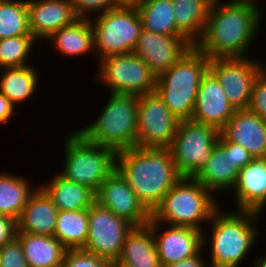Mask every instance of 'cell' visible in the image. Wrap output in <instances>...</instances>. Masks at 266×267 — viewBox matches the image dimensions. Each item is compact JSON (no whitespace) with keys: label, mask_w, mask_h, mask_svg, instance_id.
Wrapping results in <instances>:
<instances>
[{"label":"cell","mask_w":266,"mask_h":267,"mask_svg":"<svg viewBox=\"0 0 266 267\" xmlns=\"http://www.w3.org/2000/svg\"><path fill=\"white\" fill-rule=\"evenodd\" d=\"M261 6L240 0H213L204 33L194 46L209 59L251 57L250 48L263 27Z\"/></svg>","instance_id":"1"},{"label":"cell","mask_w":266,"mask_h":267,"mask_svg":"<svg viewBox=\"0 0 266 267\" xmlns=\"http://www.w3.org/2000/svg\"><path fill=\"white\" fill-rule=\"evenodd\" d=\"M262 215L251 210L225 211V207L220 206L206 225L209 233L208 230L203 231V250L208 251L210 266L242 265L261 239L259 234L262 226L258 220L262 219Z\"/></svg>","instance_id":"2"},{"label":"cell","mask_w":266,"mask_h":267,"mask_svg":"<svg viewBox=\"0 0 266 267\" xmlns=\"http://www.w3.org/2000/svg\"><path fill=\"white\" fill-rule=\"evenodd\" d=\"M116 170L150 213L182 178L169 148L121 150L116 155Z\"/></svg>","instance_id":"3"},{"label":"cell","mask_w":266,"mask_h":267,"mask_svg":"<svg viewBox=\"0 0 266 267\" xmlns=\"http://www.w3.org/2000/svg\"><path fill=\"white\" fill-rule=\"evenodd\" d=\"M201 183L182 177L151 213V219L170 226L206 229L214 212L222 205Z\"/></svg>","instance_id":"4"},{"label":"cell","mask_w":266,"mask_h":267,"mask_svg":"<svg viewBox=\"0 0 266 267\" xmlns=\"http://www.w3.org/2000/svg\"><path fill=\"white\" fill-rule=\"evenodd\" d=\"M210 59L193 46L177 63L157 76L155 92L180 121L191 119L197 90Z\"/></svg>","instance_id":"5"},{"label":"cell","mask_w":266,"mask_h":267,"mask_svg":"<svg viewBox=\"0 0 266 267\" xmlns=\"http://www.w3.org/2000/svg\"><path fill=\"white\" fill-rule=\"evenodd\" d=\"M97 118L75 129L87 141L116 152L136 147L138 96L108 93Z\"/></svg>","instance_id":"6"},{"label":"cell","mask_w":266,"mask_h":267,"mask_svg":"<svg viewBox=\"0 0 266 267\" xmlns=\"http://www.w3.org/2000/svg\"><path fill=\"white\" fill-rule=\"evenodd\" d=\"M62 142L64 159L58 174L96 193L102 182L116 170L117 152L87 141L76 130L67 131Z\"/></svg>","instance_id":"7"},{"label":"cell","mask_w":266,"mask_h":267,"mask_svg":"<svg viewBox=\"0 0 266 267\" xmlns=\"http://www.w3.org/2000/svg\"><path fill=\"white\" fill-rule=\"evenodd\" d=\"M97 62L119 54L132 53L143 29L135 4H122L90 19Z\"/></svg>","instance_id":"8"},{"label":"cell","mask_w":266,"mask_h":267,"mask_svg":"<svg viewBox=\"0 0 266 267\" xmlns=\"http://www.w3.org/2000/svg\"><path fill=\"white\" fill-rule=\"evenodd\" d=\"M96 63L99 65L95 82H100L111 94L140 96L155 90L156 75L133 52L111 55Z\"/></svg>","instance_id":"9"},{"label":"cell","mask_w":266,"mask_h":267,"mask_svg":"<svg viewBox=\"0 0 266 267\" xmlns=\"http://www.w3.org/2000/svg\"><path fill=\"white\" fill-rule=\"evenodd\" d=\"M216 128L193 121L180 120L169 147L177 171L182 177L194 178L206 165L219 139Z\"/></svg>","instance_id":"10"},{"label":"cell","mask_w":266,"mask_h":267,"mask_svg":"<svg viewBox=\"0 0 266 267\" xmlns=\"http://www.w3.org/2000/svg\"><path fill=\"white\" fill-rule=\"evenodd\" d=\"M252 56L212 58L209 61V70L217 77L226 99L236 110L248 108L254 81L266 68L265 60Z\"/></svg>","instance_id":"11"},{"label":"cell","mask_w":266,"mask_h":267,"mask_svg":"<svg viewBox=\"0 0 266 267\" xmlns=\"http://www.w3.org/2000/svg\"><path fill=\"white\" fill-rule=\"evenodd\" d=\"M178 123L155 91L138 96L136 147L169 148Z\"/></svg>","instance_id":"12"},{"label":"cell","mask_w":266,"mask_h":267,"mask_svg":"<svg viewBox=\"0 0 266 267\" xmlns=\"http://www.w3.org/2000/svg\"><path fill=\"white\" fill-rule=\"evenodd\" d=\"M88 237L83 250L112 264L121 254L124 239L134 227L96 201L88 209Z\"/></svg>","instance_id":"13"},{"label":"cell","mask_w":266,"mask_h":267,"mask_svg":"<svg viewBox=\"0 0 266 267\" xmlns=\"http://www.w3.org/2000/svg\"><path fill=\"white\" fill-rule=\"evenodd\" d=\"M95 201L134 227L147 225L151 219V213L117 170L102 182Z\"/></svg>","instance_id":"14"},{"label":"cell","mask_w":266,"mask_h":267,"mask_svg":"<svg viewBox=\"0 0 266 267\" xmlns=\"http://www.w3.org/2000/svg\"><path fill=\"white\" fill-rule=\"evenodd\" d=\"M148 225L152 228L162 267L193 257L203 250V231L170 226L152 219Z\"/></svg>","instance_id":"15"},{"label":"cell","mask_w":266,"mask_h":267,"mask_svg":"<svg viewBox=\"0 0 266 267\" xmlns=\"http://www.w3.org/2000/svg\"><path fill=\"white\" fill-rule=\"evenodd\" d=\"M193 46L184 36H168L142 29L133 53L157 77L177 63Z\"/></svg>","instance_id":"16"},{"label":"cell","mask_w":266,"mask_h":267,"mask_svg":"<svg viewBox=\"0 0 266 267\" xmlns=\"http://www.w3.org/2000/svg\"><path fill=\"white\" fill-rule=\"evenodd\" d=\"M236 109L225 96L217 77L208 70L197 90L194 112L191 120L210 125L221 131Z\"/></svg>","instance_id":"17"},{"label":"cell","mask_w":266,"mask_h":267,"mask_svg":"<svg viewBox=\"0 0 266 267\" xmlns=\"http://www.w3.org/2000/svg\"><path fill=\"white\" fill-rule=\"evenodd\" d=\"M27 10L30 33L41 43L79 19L72 0H27Z\"/></svg>","instance_id":"18"},{"label":"cell","mask_w":266,"mask_h":267,"mask_svg":"<svg viewBox=\"0 0 266 267\" xmlns=\"http://www.w3.org/2000/svg\"><path fill=\"white\" fill-rule=\"evenodd\" d=\"M220 133L243 146L254 159L266 158V121L248 109L236 110Z\"/></svg>","instance_id":"19"},{"label":"cell","mask_w":266,"mask_h":267,"mask_svg":"<svg viewBox=\"0 0 266 267\" xmlns=\"http://www.w3.org/2000/svg\"><path fill=\"white\" fill-rule=\"evenodd\" d=\"M235 210H266V158L253 159L240 169L237 183L232 190Z\"/></svg>","instance_id":"20"},{"label":"cell","mask_w":266,"mask_h":267,"mask_svg":"<svg viewBox=\"0 0 266 267\" xmlns=\"http://www.w3.org/2000/svg\"><path fill=\"white\" fill-rule=\"evenodd\" d=\"M231 163V160L225 157V137L220 133L218 141L213 146L210 158L194 179L216 198L218 194L224 193L225 195V193L228 194V191L231 193L240 172L239 167L233 166Z\"/></svg>","instance_id":"21"},{"label":"cell","mask_w":266,"mask_h":267,"mask_svg":"<svg viewBox=\"0 0 266 267\" xmlns=\"http://www.w3.org/2000/svg\"><path fill=\"white\" fill-rule=\"evenodd\" d=\"M57 214L58 209L52 199L38 186L17 220V232L54 236Z\"/></svg>","instance_id":"22"},{"label":"cell","mask_w":266,"mask_h":267,"mask_svg":"<svg viewBox=\"0 0 266 267\" xmlns=\"http://www.w3.org/2000/svg\"><path fill=\"white\" fill-rule=\"evenodd\" d=\"M112 267H162L152 228L133 227L124 239L120 256Z\"/></svg>","instance_id":"23"},{"label":"cell","mask_w":266,"mask_h":267,"mask_svg":"<svg viewBox=\"0 0 266 267\" xmlns=\"http://www.w3.org/2000/svg\"><path fill=\"white\" fill-rule=\"evenodd\" d=\"M45 43H50L63 58H83L82 56L91 53L95 57L94 33L90 19L79 18L75 23L53 32L45 39Z\"/></svg>","instance_id":"24"},{"label":"cell","mask_w":266,"mask_h":267,"mask_svg":"<svg viewBox=\"0 0 266 267\" xmlns=\"http://www.w3.org/2000/svg\"><path fill=\"white\" fill-rule=\"evenodd\" d=\"M39 186L52 199L58 211L89 209L95 192L89 187L63 178L58 173Z\"/></svg>","instance_id":"25"},{"label":"cell","mask_w":266,"mask_h":267,"mask_svg":"<svg viewBox=\"0 0 266 267\" xmlns=\"http://www.w3.org/2000/svg\"><path fill=\"white\" fill-rule=\"evenodd\" d=\"M36 65L2 68L0 71V91L19 108L26 104L38 90L42 74ZM41 75V76H40Z\"/></svg>","instance_id":"26"},{"label":"cell","mask_w":266,"mask_h":267,"mask_svg":"<svg viewBox=\"0 0 266 267\" xmlns=\"http://www.w3.org/2000/svg\"><path fill=\"white\" fill-rule=\"evenodd\" d=\"M178 31L195 45L202 37L213 0H172Z\"/></svg>","instance_id":"27"},{"label":"cell","mask_w":266,"mask_h":267,"mask_svg":"<svg viewBox=\"0 0 266 267\" xmlns=\"http://www.w3.org/2000/svg\"><path fill=\"white\" fill-rule=\"evenodd\" d=\"M29 267H50L62 263L66 248L54 237L17 232Z\"/></svg>","instance_id":"28"},{"label":"cell","mask_w":266,"mask_h":267,"mask_svg":"<svg viewBox=\"0 0 266 267\" xmlns=\"http://www.w3.org/2000/svg\"><path fill=\"white\" fill-rule=\"evenodd\" d=\"M27 178L0 170V215L19 219L30 195L39 186H32Z\"/></svg>","instance_id":"29"},{"label":"cell","mask_w":266,"mask_h":267,"mask_svg":"<svg viewBox=\"0 0 266 267\" xmlns=\"http://www.w3.org/2000/svg\"><path fill=\"white\" fill-rule=\"evenodd\" d=\"M135 6L143 29L168 36H183L176 25L172 0H141Z\"/></svg>","instance_id":"30"},{"label":"cell","mask_w":266,"mask_h":267,"mask_svg":"<svg viewBox=\"0 0 266 267\" xmlns=\"http://www.w3.org/2000/svg\"><path fill=\"white\" fill-rule=\"evenodd\" d=\"M88 209L58 211L54 237L67 249H83L88 237Z\"/></svg>","instance_id":"31"},{"label":"cell","mask_w":266,"mask_h":267,"mask_svg":"<svg viewBox=\"0 0 266 267\" xmlns=\"http://www.w3.org/2000/svg\"><path fill=\"white\" fill-rule=\"evenodd\" d=\"M30 34L27 0H0V40Z\"/></svg>","instance_id":"32"},{"label":"cell","mask_w":266,"mask_h":267,"mask_svg":"<svg viewBox=\"0 0 266 267\" xmlns=\"http://www.w3.org/2000/svg\"><path fill=\"white\" fill-rule=\"evenodd\" d=\"M38 43L39 41L32 34L1 39L0 70L2 68L32 65L30 59L33 58V48Z\"/></svg>","instance_id":"33"},{"label":"cell","mask_w":266,"mask_h":267,"mask_svg":"<svg viewBox=\"0 0 266 267\" xmlns=\"http://www.w3.org/2000/svg\"><path fill=\"white\" fill-rule=\"evenodd\" d=\"M63 265L64 267H112L113 264L83 249H69L64 255Z\"/></svg>","instance_id":"34"},{"label":"cell","mask_w":266,"mask_h":267,"mask_svg":"<svg viewBox=\"0 0 266 267\" xmlns=\"http://www.w3.org/2000/svg\"><path fill=\"white\" fill-rule=\"evenodd\" d=\"M76 15L81 19L92 17L122 5L119 0H72Z\"/></svg>","instance_id":"35"},{"label":"cell","mask_w":266,"mask_h":267,"mask_svg":"<svg viewBox=\"0 0 266 267\" xmlns=\"http://www.w3.org/2000/svg\"><path fill=\"white\" fill-rule=\"evenodd\" d=\"M0 267H29L17 237L0 248Z\"/></svg>","instance_id":"36"},{"label":"cell","mask_w":266,"mask_h":267,"mask_svg":"<svg viewBox=\"0 0 266 267\" xmlns=\"http://www.w3.org/2000/svg\"><path fill=\"white\" fill-rule=\"evenodd\" d=\"M247 109L266 121V68L254 81Z\"/></svg>","instance_id":"37"},{"label":"cell","mask_w":266,"mask_h":267,"mask_svg":"<svg viewBox=\"0 0 266 267\" xmlns=\"http://www.w3.org/2000/svg\"><path fill=\"white\" fill-rule=\"evenodd\" d=\"M225 157L231 160V164L239 167V169L244 168L254 159L243 146L229 142L226 138Z\"/></svg>","instance_id":"38"},{"label":"cell","mask_w":266,"mask_h":267,"mask_svg":"<svg viewBox=\"0 0 266 267\" xmlns=\"http://www.w3.org/2000/svg\"><path fill=\"white\" fill-rule=\"evenodd\" d=\"M17 219L6 215H0V248L17 236Z\"/></svg>","instance_id":"39"},{"label":"cell","mask_w":266,"mask_h":267,"mask_svg":"<svg viewBox=\"0 0 266 267\" xmlns=\"http://www.w3.org/2000/svg\"><path fill=\"white\" fill-rule=\"evenodd\" d=\"M17 107L0 91V125L10 122L19 111Z\"/></svg>","instance_id":"40"},{"label":"cell","mask_w":266,"mask_h":267,"mask_svg":"<svg viewBox=\"0 0 266 267\" xmlns=\"http://www.w3.org/2000/svg\"><path fill=\"white\" fill-rule=\"evenodd\" d=\"M203 251L204 250H202L199 254L193 257L179 260L178 262L167 265L165 267H211L210 263L206 260L207 257L204 256L206 252Z\"/></svg>","instance_id":"41"},{"label":"cell","mask_w":266,"mask_h":267,"mask_svg":"<svg viewBox=\"0 0 266 267\" xmlns=\"http://www.w3.org/2000/svg\"><path fill=\"white\" fill-rule=\"evenodd\" d=\"M253 267H266V253L260 256H256L253 261Z\"/></svg>","instance_id":"42"},{"label":"cell","mask_w":266,"mask_h":267,"mask_svg":"<svg viewBox=\"0 0 266 267\" xmlns=\"http://www.w3.org/2000/svg\"><path fill=\"white\" fill-rule=\"evenodd\" d=\"M122 4H135L141 0H119Z\"/></svg>","instance_id":"43"},{"label":"cell","mask_w":266,"mask_h":267,"mask_svg":"<svg viewBox=\"0 0 266 267\" xmlns=\"http://www.w3.org/2000/svg\"><path fill=\"white\" fill-rule=\"evenodd\" d=\"M240 1H247V2H253V3H255V4H258V5H260L259 3V0L257 1V0H240Z\"/></svg>","instance_id":"44"},{"label":"cell","mask_w":266,"mask_h":267,"mask_svg":"<svg viewBox=\"0 0 266 267\" xmlns=\"http://www.w3.org/2000/svg\"><path fill=\"white\" fill-rule=\"evenodd\" d=\"M50 267H64L63 262Z\"/></svg>","instance_id":"45"}]
</instances>
